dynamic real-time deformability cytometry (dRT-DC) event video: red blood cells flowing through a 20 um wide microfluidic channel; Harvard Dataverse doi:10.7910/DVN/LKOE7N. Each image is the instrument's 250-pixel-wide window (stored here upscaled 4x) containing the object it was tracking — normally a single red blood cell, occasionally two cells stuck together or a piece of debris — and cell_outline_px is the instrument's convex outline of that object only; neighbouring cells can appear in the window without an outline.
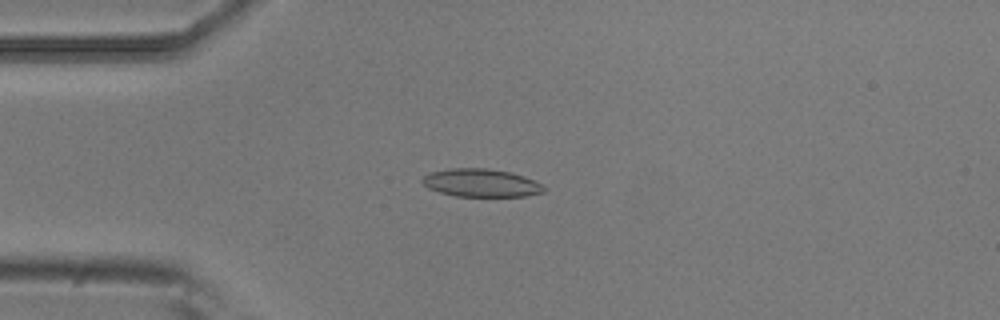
{"species": "common noctule bat (a hibernating species)", "species_latin": "Nyctalus noctula", "temperature_condition": "room temperature", "stored_images_in_passage": 7, "camera_frame_rate_fps": 3000, "um_per_image_px": 0.085, "animal": {"sex": "male", "body_mass_g": 20.5, "forearm_length_mm": 52.5}, "frame": {"image": 1, "passage_image": 3, "time_ms": 0.667, "image_size_px": [1000, 320], "cell_outline_px": [[548, 188], [544, 192], [524, 196], [456, 196], [440, 192], [428, 188], [420, 180], [428, 172], [448, 168], [488, 168], [512, 172], [524, 176], [544, 184]], "centroid_in_image_um": [40.92, 15.53], "position_along_channel_um": 44.1, "area_um2": 20.11}}
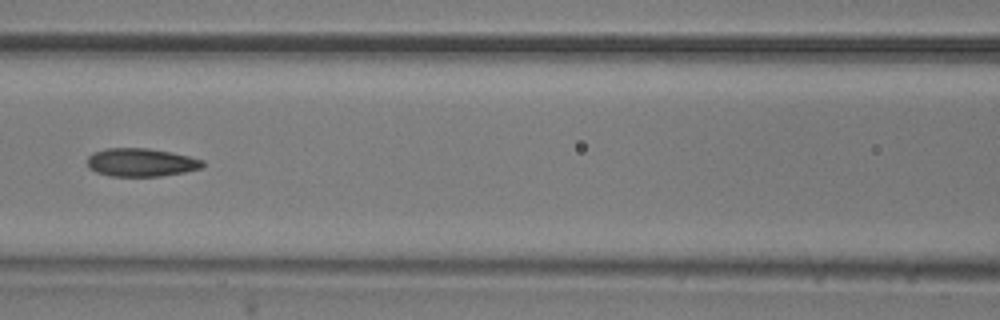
{"frame": {"image": 2, "passage_image": 6, "time_ms": 1.667, "image_size_px": [1000, 320], "cell_outline_px": [[204, 168], [184, 172], [160, 176], [108, 176], [96, 172], [88, 168], [88, 156], [92, 152], [108, 148], [148, 148], [172, 152], [204, 160]], "centroid_in_image_um": [11.99, 13.8], "position_along_channel_um": 154.6, "area_um2": 19.13}}
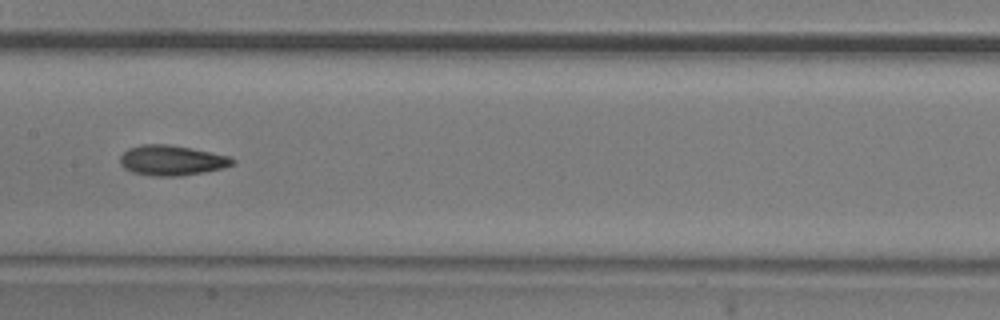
{"frame": {"image": 3, "passage_image": 7, "time_ms": 2.0, "image_size_px": [1000, 320], "cell_outline_px": [[236, 160], [232, 164], [224, 168], [204, 172], [180, 176], [152, 176], [132, 172], [124, 168], [120, 164], [120, 156], [128, 148], [140, 144], [168, 144], [192, 148], [228, 156]], "centroid_in_image_um": [14.57, 13.63], "position_along_channel_um": 192.8, "area_um2": 19.83}}